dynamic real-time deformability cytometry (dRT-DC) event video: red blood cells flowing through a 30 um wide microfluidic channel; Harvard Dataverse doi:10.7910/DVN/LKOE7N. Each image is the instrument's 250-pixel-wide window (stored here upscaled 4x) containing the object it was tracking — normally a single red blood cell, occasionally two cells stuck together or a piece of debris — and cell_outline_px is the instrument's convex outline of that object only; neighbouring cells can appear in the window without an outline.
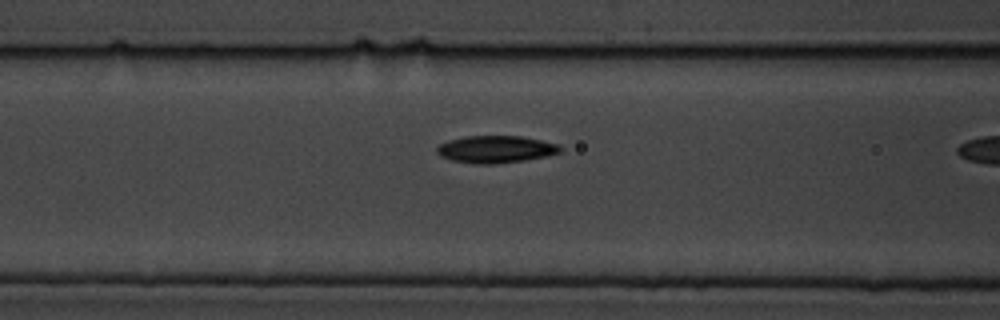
{"species": "common noctule bat (a hibernating species)", "species_latin": "Nyctalus noctula", "temperature_condition": "cold", "stored_images_in_passage": 4, "camera_frame_rate_fps": 3000, "um_per_image_px": 0.085, "animal": {"sex": "male", "body_mass_g": 19.5, "forearm_length_mm": 54.6}, "frame": {"image": 1, "passage_image": 3, "time_ms": 0.667, "image_size_px": [1000, 320], "cell_outline_px": [[564, 148], [560, 152], [544, 156], [524, 160], [492, 164], [472, 164], [452, 160], [440, 156], [436, 152], [436, 148], [440, 144], [448, 140], [464, 136], [520, 136], [560, 144]], "centroid_in_image_um": [42.12, 12.68], "position_along_channel_um": 124.5, "area_um2": 19.59}}